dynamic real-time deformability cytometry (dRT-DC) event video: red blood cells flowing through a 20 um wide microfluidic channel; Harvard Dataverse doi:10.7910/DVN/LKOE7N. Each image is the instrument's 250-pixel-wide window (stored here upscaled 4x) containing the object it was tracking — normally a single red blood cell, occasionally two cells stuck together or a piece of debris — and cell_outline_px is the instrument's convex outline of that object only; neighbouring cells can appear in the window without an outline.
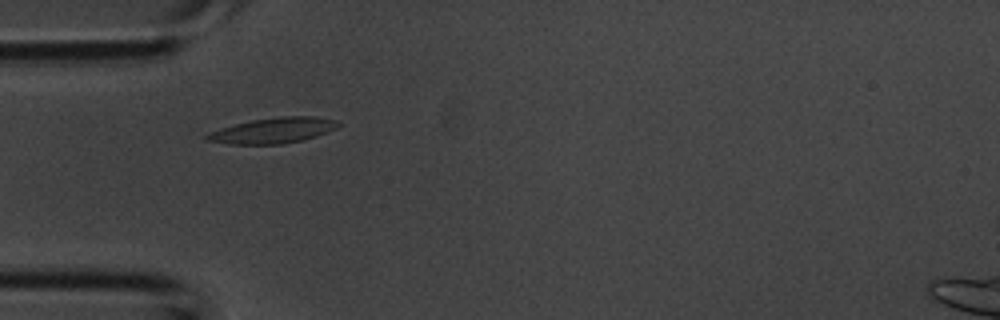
{"species": "common noctule bat (a hibernating species)", "species_latin": "Nyctalus noctula", "temperature_condition": "room temperature", "stored_images_in_passage": 1, "camera_frame_rate_fps": 3000, "um_per_image_px": 0.085, "animal": {"sex": "male", "body_mass_g": 20.1, "forearm_length_mm": 53.5}, "frame": {"image": 1, "passage_image": 1, "time_ms": 0.0, "image_size_px": [1000, 320], "cell_outline_px": [[340, 124], [336, 128], [328, 132], [304, 140], [280, 144], [232, 144], [204, 140], [204, 136], [208, 132], [220, 128], [252, 120], [280, 116], [316, 116], [336, 120]], "centroid_in_image_um": [23.21, 11.09], "position_along_channel_um": 61.8, "area_um2": 19.59}}